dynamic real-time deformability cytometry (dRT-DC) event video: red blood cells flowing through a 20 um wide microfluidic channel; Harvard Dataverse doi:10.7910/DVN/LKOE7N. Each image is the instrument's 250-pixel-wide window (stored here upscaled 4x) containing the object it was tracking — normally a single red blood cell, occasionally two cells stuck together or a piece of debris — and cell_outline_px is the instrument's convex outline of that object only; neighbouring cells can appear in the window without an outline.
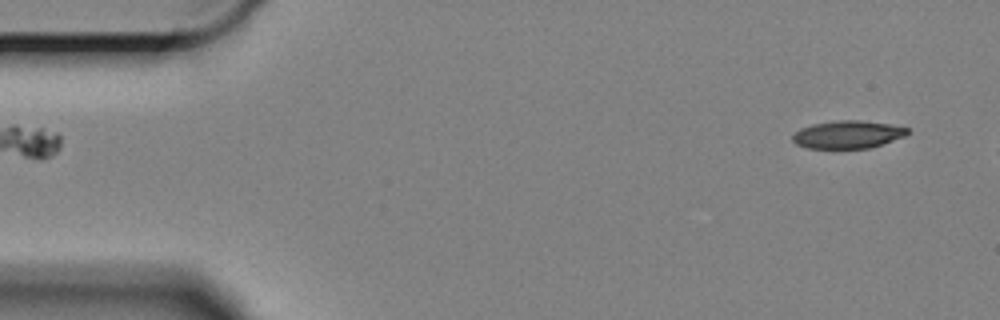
{"species": "Egyptian fruit bat (a non-hibernating species)", "species_latin": "Rousettus aegyptiacus", "temperature_condition": "cold", "stored_images_in_passage": 8, "camera_frame_rate_fps": 3000, "um_per_image_px": 0.085, "animal": {"sex": "female"}, "frame": {"image": 1, "passage_image": 1, "time_ms": 0.0, "image_size_px": [1000, 320], "cell_outline_px": [[908, 132], [904, 136], [868, 148], [808, 148], [796, 144], [792, 140], [792, 136], [800, 128], [812, 124], [832, 120], [860, 120], [888, 124], [908, 128]], "centroid_in_image_um": [72.0, 11.42], "position_along_channel_um": 13.0, "area_um2": 18.38}}